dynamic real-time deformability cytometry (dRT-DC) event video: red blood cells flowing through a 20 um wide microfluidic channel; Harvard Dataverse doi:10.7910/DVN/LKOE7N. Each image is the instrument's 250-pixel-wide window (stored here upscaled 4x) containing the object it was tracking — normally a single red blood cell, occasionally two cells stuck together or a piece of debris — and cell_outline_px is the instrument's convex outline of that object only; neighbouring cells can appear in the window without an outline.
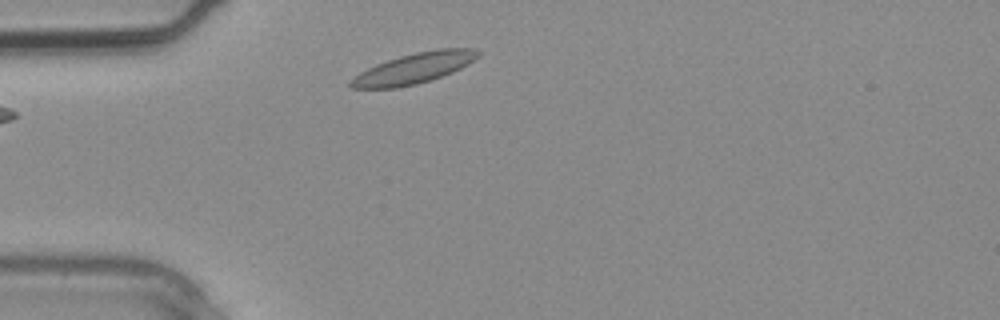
{"species": "common noctule bat (a hibernating species)", "species_latin": "Nyctalus noctula", "temperature_condition": "warm", "stored_images_in_passage": 1, "camera_frame_rate_fps": 3000, "um_per_image_px": 0.085, "animal": {"sex": "male", "body_mass_g": 20.4}, "frame": {"image": 1, "passage_image": 1, "time_ms": 0.0, "image_size_px": [1000, 320], "cell_outline_px": [[480, 56], [468, 64], [452, 72], [416, 84], [396, 88], [348, 88], [348, 80], [360, 72], [376, 64], [400, 56], [416, 52], [436, 48], [476, 48], [480, 52]], "centroid_in_image_um": [35.17, 5.8], "position_along_channel_um": 49.8, "area_um2": 22.66}}